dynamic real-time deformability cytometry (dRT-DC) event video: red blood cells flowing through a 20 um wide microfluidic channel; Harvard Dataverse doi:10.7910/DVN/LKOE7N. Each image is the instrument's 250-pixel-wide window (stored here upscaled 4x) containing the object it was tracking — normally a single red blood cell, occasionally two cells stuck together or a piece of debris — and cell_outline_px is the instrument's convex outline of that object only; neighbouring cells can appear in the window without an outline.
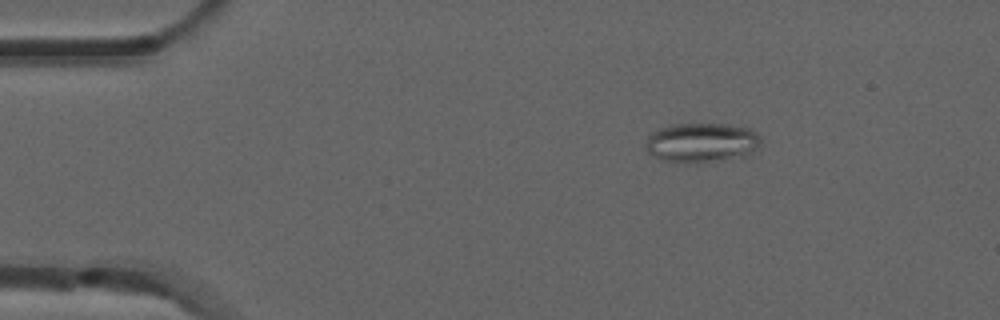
{"species": "common noctule bat (a hibernating species)", "species_latin": "Nyctalus noctula", "temperature_condition": "room temperature", "stored_images_in_passage": 4, "camera_frame_rate_fps": 3000, "um_per_image_px": 0.085, "animal": {"sex": "male", "forearm_length_mm": 52.5}, "frame": {"image": 1, "passage_image": 2, "time_ms": 0.333, "image_size_px": [1000, 320], "cell_outline_px": [[760, 148], [748, 156], [696, 164], [660, 160], [648, 152], [644, 148], [644, 144], [648, 136], [652, 132], [660, 128], [672, 124], [728, 124], [748, 128], [756, 132], [760, 136]], "centroid_in_image_um": [59.65, 12.14], "position_along_channel_um": 25.4, "area_um2": 27.17}}